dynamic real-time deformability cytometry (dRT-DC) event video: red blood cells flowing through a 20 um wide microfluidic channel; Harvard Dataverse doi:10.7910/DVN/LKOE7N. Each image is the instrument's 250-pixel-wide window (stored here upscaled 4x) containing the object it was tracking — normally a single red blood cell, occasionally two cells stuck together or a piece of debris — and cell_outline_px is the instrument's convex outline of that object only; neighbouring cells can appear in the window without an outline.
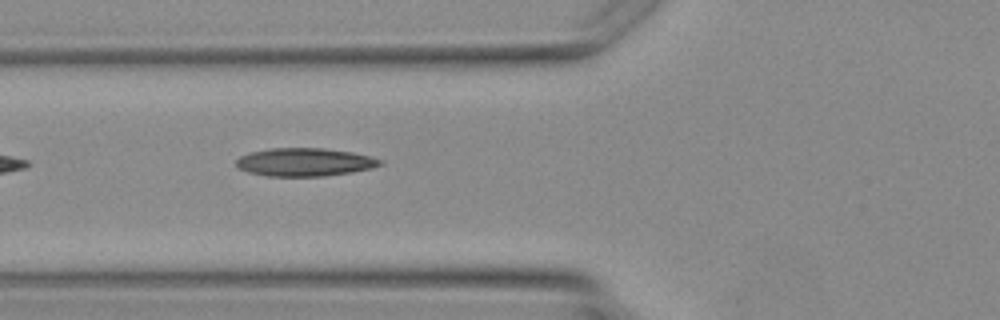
{"species": "Egyptian fruit bat (a non-hibernating species)", "species_latin": "Rousettus aegyptiacus", "temperature_condition": "warm", "stored_images_in_passage": 5, "camera_frame_rate_fps": 3000, "um_per_image_px": 0.085, "animal": {"sex": "female"}, "frame": {"image": 1, "passage_image": 5, "time_ms": 6.0, "image_size_px": [1000, 320], "cell_outline_px": [[384, 164], [372, 168], [352, 172], [324, 176], [268, 176], [248, 172], [240, 168], [236, 164], [236, 160], [240, 156], [248, 152], [268, 148], [324, 148], [352, 152], [368, 156], [380, 160]], "centroid_in_image_um": [25.87, 13.77], "position_along_channel_um": 99.9, "area_um2": 23.58}}